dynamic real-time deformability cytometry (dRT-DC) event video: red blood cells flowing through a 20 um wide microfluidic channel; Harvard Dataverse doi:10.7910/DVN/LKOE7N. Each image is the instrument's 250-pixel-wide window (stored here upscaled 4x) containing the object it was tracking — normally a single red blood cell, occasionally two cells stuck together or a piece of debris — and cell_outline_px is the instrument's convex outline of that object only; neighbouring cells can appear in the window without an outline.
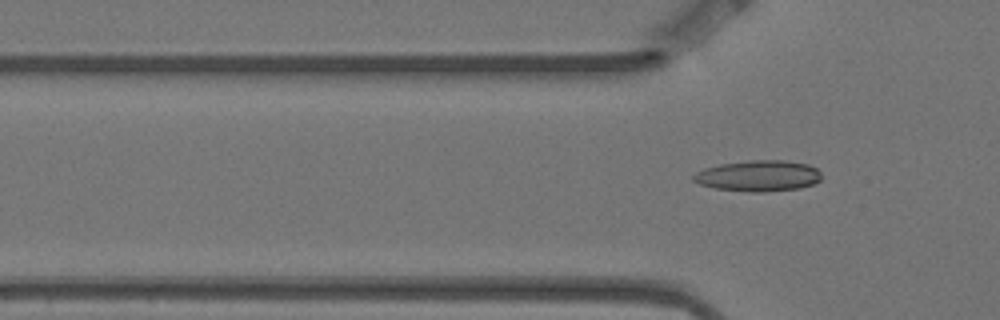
{"species": "Egyptian fruit bat (a non-hibernating species)", "species_latin": "Rousettus aegyptiacus", "temperature_condition": "warm", "stored_images_in_passage": 5, "camera_frame_rate_fps": 3000, "um_per_image_px": 0.085, "animal": {"sex": "female"}, "frame": {"image": 1, "passage_image": 5, "time_ms": 1.333, "image_size_px": [1000, 320], "cell_outline_px": [[820, 180], [812, 184], [800, 188], [760, 192], [752, 192], [716, 188], [700, 184], [692, 180], [692, 176], [696, 172], [704, 168], [720, 164], [752, 160], [784, 160], [808, 164], [816, 168], [820, 172]], "centroid_in_image_um": [64.45, 14.94], "position_along_channel_um": 61.3, "area_um2": 23.0}}